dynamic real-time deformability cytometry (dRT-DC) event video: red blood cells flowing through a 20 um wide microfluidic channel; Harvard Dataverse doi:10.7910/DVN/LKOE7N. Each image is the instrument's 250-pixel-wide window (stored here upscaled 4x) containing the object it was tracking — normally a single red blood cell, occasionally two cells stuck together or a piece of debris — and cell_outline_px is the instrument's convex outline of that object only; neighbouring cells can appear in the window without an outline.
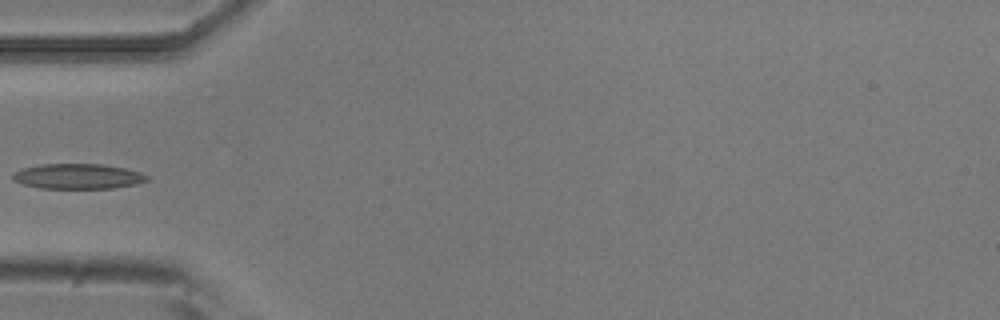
{"species": "common noctule bat (a hibernating species)", "species_latin": "Nyctalus noctula", "temperature_condition": "room temperature", "stored_images_in_passage": 5, "camera_frame_rate_fps": 3000, "um_per_image_px": 0.085, "animal": {"sex": "male", "body_mass_g": 20.5, "forearm_length_mm": 52.5}, "frame": {"image": 1, "passage_image": 4, "time_ms": 1.0, "image_size_px": [1000, 320], "cell_outline_px": [[152, 180], [136, 184], [112, 188], [40, 188], [24, 184], [12, 180], [12, 176], [16, 172], [24, 168], [44, 164], [104, 164], [124, 168], [140, 172], [148, 176]], "centroid_in_image_um": [6.68, 14.99], "position_along_channel_um": 78.3, "area_um2": 19.59}}
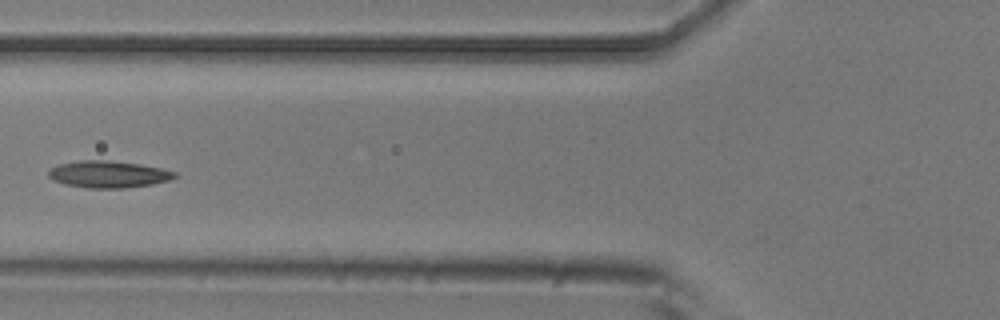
{"frame": {"image": 2, "passage_image": 5, "time_ms": 1.333, "image_size_px": [1000, 320], "cell_outline_px": [[180, 176], [172, 180], [152, 184], [124, 188], [88, 188], [64, 184], [52, 180], [48, 176], [48, 172], [52, 168], [60, 164], [80, 160], [108, 160], [140, 164], [160, 168], [176, 172]], "centroid_in_image_um": [9.25, 14.82], "position_along_channel_um": 116.6, "area_um2": 19.88}}